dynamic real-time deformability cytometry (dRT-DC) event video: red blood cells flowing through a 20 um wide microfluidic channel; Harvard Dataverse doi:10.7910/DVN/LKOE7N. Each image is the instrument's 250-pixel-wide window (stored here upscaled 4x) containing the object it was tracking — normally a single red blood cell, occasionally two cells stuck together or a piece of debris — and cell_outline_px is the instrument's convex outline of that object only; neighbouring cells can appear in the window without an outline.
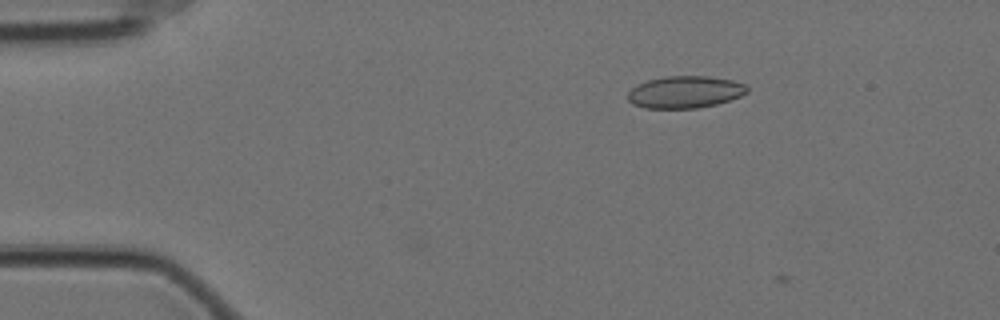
{"species": "Egyptian fruit bat (a non-hibernating species)", "species_latin": "Rousettus aegyptiacus", "temperature_condition": "cold", "stored_images_in_passage": 6, "camera_frame_rate_fps": 3000, "um_per_image_px": 0.085, "animal": {"sex": "female"}, "frame": {"image": 1, "passage_image": 5, "time_ms": 1.333, "image_size_px": [1000, 320], "cell_outline_px": [[748, 92], [740, 96], [716, 104], [696, 108], [644, 108], [632, 104], [628, 100], [628, 92], [636, 84], [648, 80], [664, 76], [708, 76], [732, 80], [744, 84], [748, 88]], "centroid_in_image_um": [58.19, 7.82], "position_along_channel_um": 26.8, "area_um2": 22.31}}